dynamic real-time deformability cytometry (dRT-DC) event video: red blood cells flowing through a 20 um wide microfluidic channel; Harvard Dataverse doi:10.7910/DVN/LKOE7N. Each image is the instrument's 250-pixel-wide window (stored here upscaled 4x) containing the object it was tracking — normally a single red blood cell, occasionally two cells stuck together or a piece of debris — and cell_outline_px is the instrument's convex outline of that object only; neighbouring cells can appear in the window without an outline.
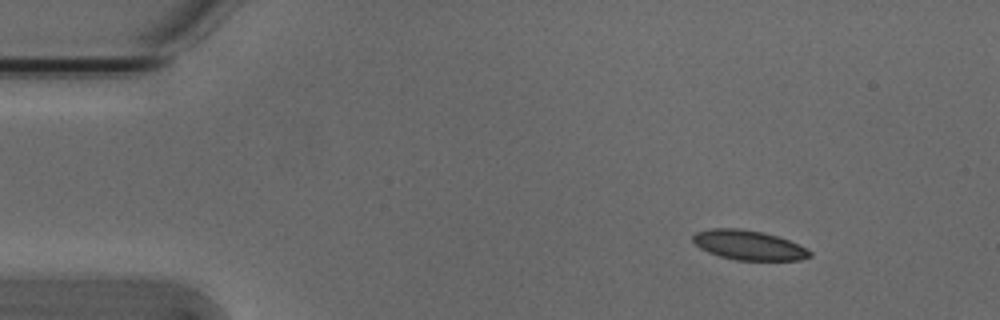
{"species": "Egyptian fruit bat (a non-hibernating species)", "species_latin": "Rousettus aegyptiacus", "temperature_condition": "cold", "stored_images_in_passage": 7, "camera_frame_rate_fps": 3000, "um_per_image_px": 0.085, "animal": {"sex": "male"}, "frame": {"image": 1, "passage_image": 1, "time_ms": 0.0, "image_size_px": [1000, 320], "cell_outline_px": [[812, 256], [800, 260], [736, 260], [720, 256], [708, 252], [700, 248], [692, 240], [692, 236], [696, 232], [712, 228], [740, 228], [764, 232], [788, 240], [812, 252]], "centroid_in_image_um": [63.61, 20.83], "position_along_channel_um": 21.4, "area_um2": 20.06}}